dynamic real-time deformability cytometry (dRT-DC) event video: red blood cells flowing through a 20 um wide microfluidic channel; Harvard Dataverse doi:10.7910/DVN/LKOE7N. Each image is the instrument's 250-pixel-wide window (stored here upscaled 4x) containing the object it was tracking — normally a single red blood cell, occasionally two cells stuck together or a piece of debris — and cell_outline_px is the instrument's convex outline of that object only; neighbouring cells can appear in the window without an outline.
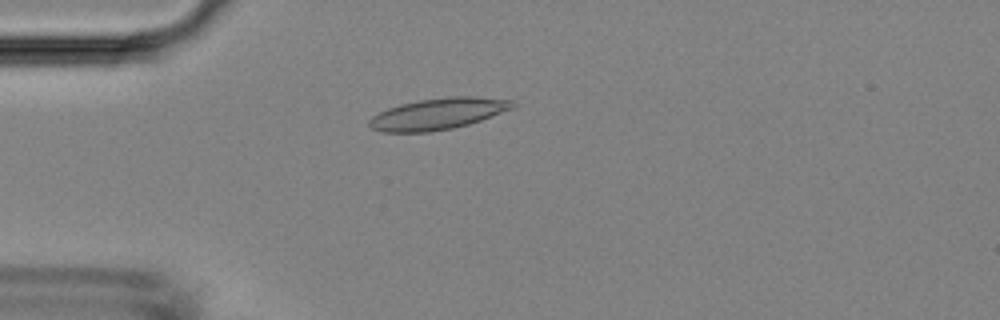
{"species": "Egyptian fruit bat (a non-hibernating species)", "species_latin": "Rousettus aegyptiacus", "temperature_condition": "room temperature", "stored_images_in_passage": 5, "camera_frame_rate_fps": 3000, "um_per_image_px": 0.085, "animal": {"sex": "female"}, "frame": {"image": 1, "passage_image": 4, "time_ms": 3.333, "image_size_px": [1000, 320], "cell_outline_px": [[516, 104], [512, 108], [480, 120], [468, 124], [452, 128], [428, 132], [380, 132], [372, 128], [368, 124], [368, 120], [372, 116], [388, 108], [400, 104], [420, 100], [448, 96], [476, 96], [512, 100]], "centroid_in_image_um": [37.2, 9.67], "position_along_channel_um": 47.8, "area_um2": 26.07}}